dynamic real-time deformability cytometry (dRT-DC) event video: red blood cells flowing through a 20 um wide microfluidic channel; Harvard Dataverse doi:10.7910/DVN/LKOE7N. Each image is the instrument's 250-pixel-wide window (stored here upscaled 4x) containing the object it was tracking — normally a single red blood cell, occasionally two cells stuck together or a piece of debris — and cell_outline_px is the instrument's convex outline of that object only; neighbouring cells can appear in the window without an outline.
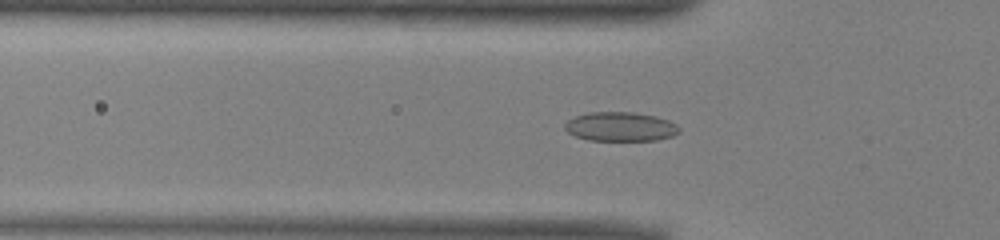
{"species": "common noctule bat (a hibernating species)", "species_latin": "Nyctalus noctula", "temperature_condition": "warm", "stored_images_in_passage": 39, "camera_frame_rate_fps": 3000, "um_per_image_px": 0.085, "animal": {"sex": "male", "body_mass_g": 13.0, "forearm_length_mm": 53.1}, "frame": {"image": 1, "passage_image": 4, "time_ms": 1.0, "image_size_px": [1000, 240], "cell_outline_px": [[680, 132], [672, 136], [656, 140], [588, 140], [576, 136], [568, 132], [564, 128], [564, 124], [568, 120], [576, 116], [588, 112], [632, 112], [656, 116], [668, 120], [676, 124], [680, 128]], "centroid_in_image_um": [52.74, 10.76], "position_along_channel_um": 73.1, "area_um2": 19.42}}
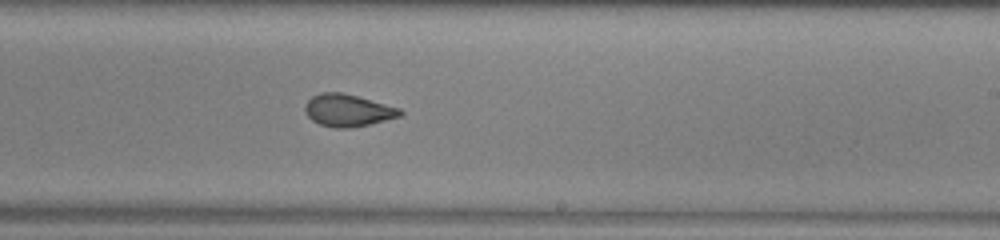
{"frame": {"image": 2, "passage_image": 18, "time_ms": 5.667, "image_size_px": [1000, 240], "cell_outline_px": [[404, 112], [400, 116], [368, 124], [348, 128], [336, 128], [320, 124], [312, 120], [304, 112], [304, 104], [312, 96], [320, 92], [344, 92], [400, 108]], "centroid_in_image_um": [29.53, 9.36], "position_along_channel_um": 259.5, "area_um2": 17.86}}
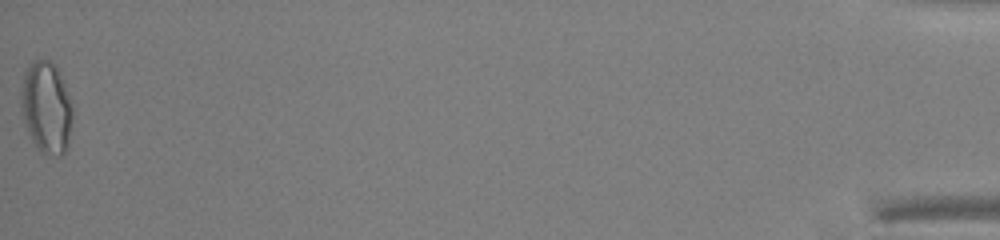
{"frame": {"image": 3, "passage_image": 39, "time_ms": 12.667, "image_size_px": [1000, 240], "cell_outline_px": [[72, 120], [68, 148], [60, 156], [56, 156], [40, 152], [36, 148], [28, 132], [24, 120], [20, 100], [20, 88], [24, 72], [28, 64], [32, 60], [48, 60], [56, 64], [64, 84], [72, 108]], "centroid_in_image_um": [3.92, 9.13], "position_along_channel_um": 431.3, "area_um2": 27.8}, "authors_computed_cell_mechanics": {"area_um2": 18.496, "velocity_mm_per_s": 3.9817, "shape_relaxation_time_tau1_ms": 6.6024, "shape_relaxation_time_tau2_ms": 1.9047, "deformation_change_tau1": 0.162, "deformation_change_tau2": 0.0704}}